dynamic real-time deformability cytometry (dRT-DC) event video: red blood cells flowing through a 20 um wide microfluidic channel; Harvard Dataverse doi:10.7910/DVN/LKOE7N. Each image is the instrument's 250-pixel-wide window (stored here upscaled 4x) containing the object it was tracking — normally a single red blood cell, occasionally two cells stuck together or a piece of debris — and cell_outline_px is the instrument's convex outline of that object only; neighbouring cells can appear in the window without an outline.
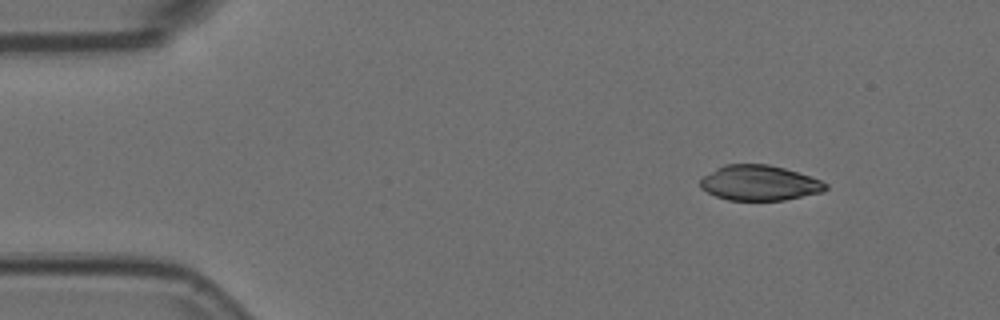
{"species": "Egyptian fruit bat (a non-hibernating species)", "species_latin": "Rousettus aegyptiacus", "temperature_condition": "room temperature", "stored_images_in_passage": 5, "camera_frame_rate_fps": 3000, "um_per_image_px": 0.085, "animal": {"sex": "female"}, "frame": {"image": 1, "passage_image": 1, "time_ms": 0.0, "image_size_px": [1000, 320], "cell_outline_px": [[828, 188], [824, 192], [784, 200], [728, 200], [716, 196], [700, 188], [700, 180], [704, 176], [716, 168], [724, 164], [768, 164], [784, 168], [820, 180], [828, 184]], "centroid_in_image_um": [64.55, 15.55], "position_along_channel_um": 20.4, "area_um2": 25.66}}
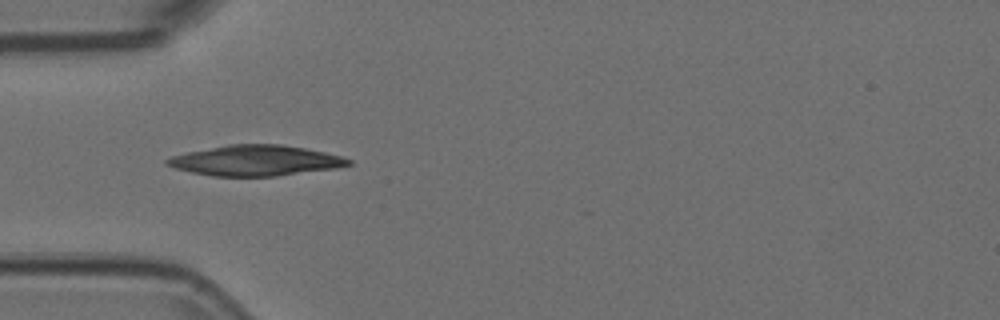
{"frame": {"image": 2, "passage_image": 4, "time_ms": 1.0, "image_size_px": [1000, 320], "cell_outline_px": [[352, 164], [336, 168], [276, 176], [212, 176], [192, 172], [176, 168], [164, 164], [164, 160], [172, 156], [188, 152], [228, 144], [280, 144], [304, 148], [344, 156], [352, 160]], "centroid_in_image_um": [21.74, 13.64], "position_along_channel_um": 63.3, "area_um2": 32.14}}
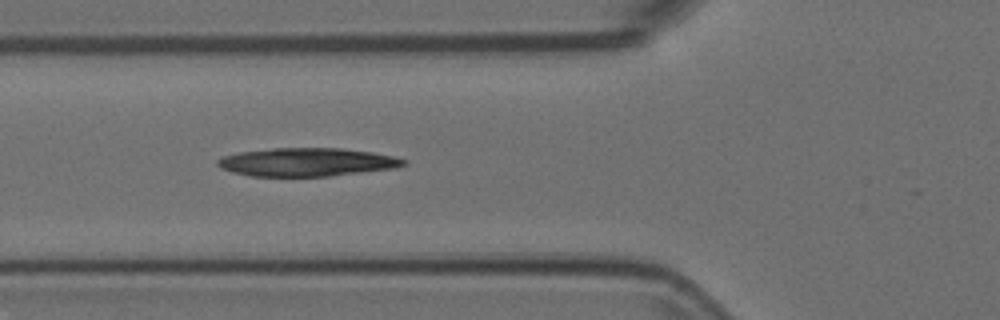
{"frame": {"image": 3, "passage_image": 5, "time_ms": 1.333, "image_size_px": [1000, 320], "cell_outline_px": [[408, 164], [392, 168], [328, 176], [252, 176], [232, 172], [220, 168], [216, 164], [216, 160], [220, 156], [240, 152], [272, 148], [340, 148], [372, 152], [396, 156], [408, 160]], "centroid_in_image_um": [26.06, 13.77], "position_along_channel_um": 99.7, "area_um2": 30.75}}